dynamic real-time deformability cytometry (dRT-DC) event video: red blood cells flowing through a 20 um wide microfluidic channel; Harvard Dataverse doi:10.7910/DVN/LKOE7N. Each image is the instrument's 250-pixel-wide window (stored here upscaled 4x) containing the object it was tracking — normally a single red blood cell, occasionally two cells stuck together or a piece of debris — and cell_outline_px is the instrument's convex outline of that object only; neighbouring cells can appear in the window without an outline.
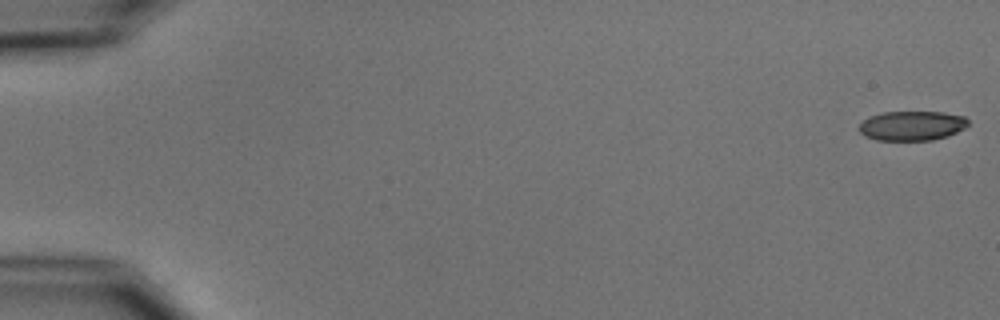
{"species": "common noctule bat (a hibernating species)", "species_latin": "Nyctalus noctula", "temperature_condition": "cold", "stored_images_in_passage": 7, "camera_frame_rate_fps": 3000, "um_per_image_px": 0.085, "animal": {"sex": "male", "body_mass_g": 15.6}, "frame": {"image": 1, "passage_image": 1, "time_ms": 0.0, "image_size_px": [1000, 320], "cell_outline_px": [[968, 124], [964, 128], [948, 136], [932, 140], [876, 140], [864, 136], [860, 132], [860, 124], [864, 120], [872, 116], [884, 112], [944, 112], [964, 116], [968, 120]], "centroid_in_image_um": [77.53, 10.69], "position_along_channel_um": 7.5, "area_um2": 18.67}}
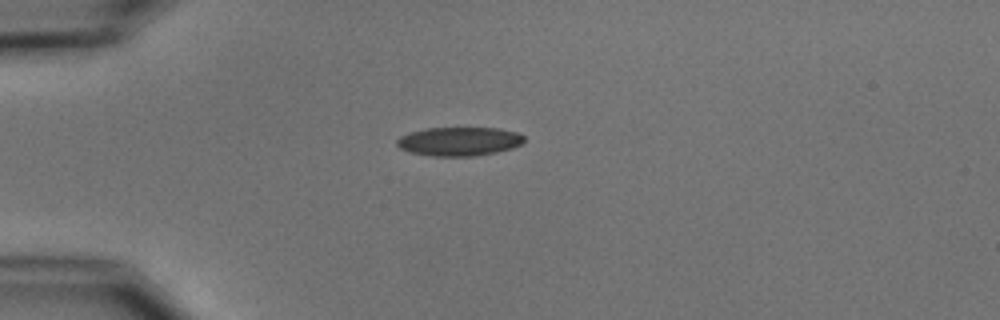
{"frame": {"image": 2, "passage_image": 5, "time_ms": 4.667, "image_size_px": [1000, 320], "cell_outline_px": [[524, 140], [520, 144], [512, 148], [496, 152], [476, 156], [432, 156], [412, 152], [400, 148], [396, 144], [396, 140], [400, 136], [408, 132], [424, 128], [500, 128], [520, 132], [524, 136]], "centroid_in_image_um": [39.03, 12.01], "position_along_channel_um": 46.0, "area_um2": 21.5}}